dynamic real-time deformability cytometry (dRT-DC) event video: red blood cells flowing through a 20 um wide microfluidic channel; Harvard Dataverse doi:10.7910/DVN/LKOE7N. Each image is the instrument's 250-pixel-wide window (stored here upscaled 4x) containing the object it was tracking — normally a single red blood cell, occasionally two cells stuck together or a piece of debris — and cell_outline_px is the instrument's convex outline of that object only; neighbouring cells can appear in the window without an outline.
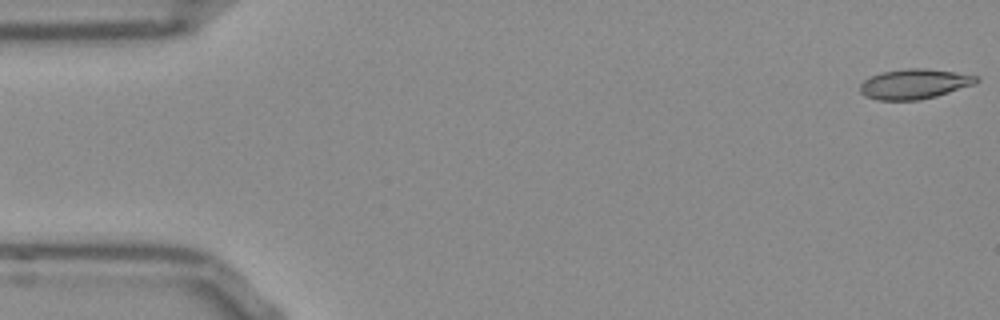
{"species": "Egyptian fruit bat (a non-hibernating species)", "species_latin": "Rousettus aegyptiacus", "temperature_condition": "room temperature", "stored_images_in_passage": 49, "camera_frame_rate_fps": 3000, "um_per_image_px": 0.085, "frame": {"image": 1, "passage_image": 1, "time_ms": 0.0, "image_size_px": [1000, 320], "cell_outline_px": [[980, 80], [976, 84], [936, 96], [920, 100], [876, 100], [864, 96], [860, 92], [860, 84], [864, 80], [872, 76], [884, 72], [908, 68], [924, 68], [952, 72], [976, 76]], "centroid_in_image_um": [77.71, 7.15], "position_along_channel_um": 7.3, "area_um2": 20.17}}
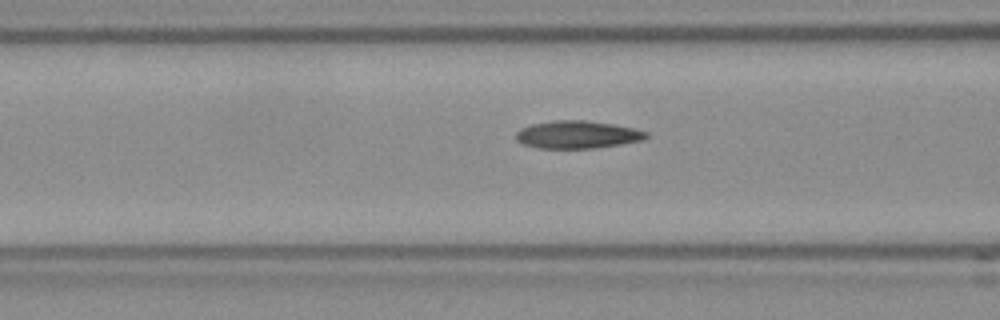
{"frame": {"image": 2, "passage_image": 20, "time_ms": 6.333, "image_size_px": [1000, 320], "cell_outline_px": [[648, 136], [640, 140], [620, 144], [592, 148], [536, 148], [524, 144], [516, 140], [516, 132], [520, 128], [532, 124], [552, 120], [584, 120], [612, 124], [632, 128], [648, 132]], "centroid_in_image_um": [49.02, 11.44], "position_along_channel_um": 117.6, "area_um2": 20.81}}
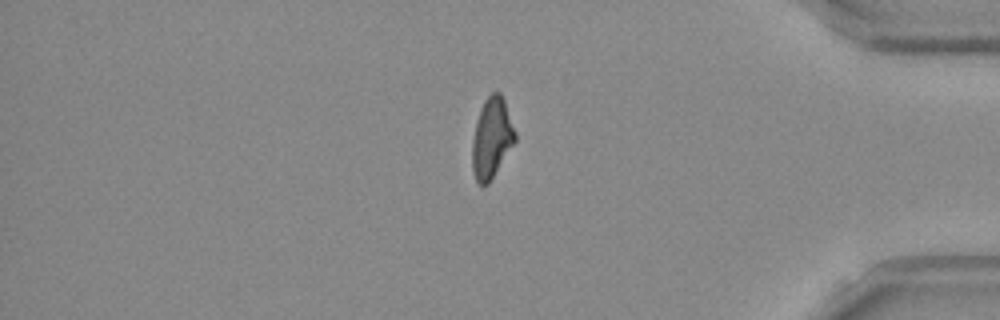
{"frame": {"image": 3, "passage_image": 44, "time_ms": 14.333, "image_size_px": [1000, 320], "cell_outline_px": [[516, 140], [488, 184], [480, 184], [476, 180], [472, 172], [472, 140], [476, 120], [480, 108], [484, 100], [492, 92], [500, 92], [504, 100], [516, 132]], "centroid_in_image_um": [41.78, 11.71], "position_along_channel_um": 393.4, "area_um2": 20.0}}